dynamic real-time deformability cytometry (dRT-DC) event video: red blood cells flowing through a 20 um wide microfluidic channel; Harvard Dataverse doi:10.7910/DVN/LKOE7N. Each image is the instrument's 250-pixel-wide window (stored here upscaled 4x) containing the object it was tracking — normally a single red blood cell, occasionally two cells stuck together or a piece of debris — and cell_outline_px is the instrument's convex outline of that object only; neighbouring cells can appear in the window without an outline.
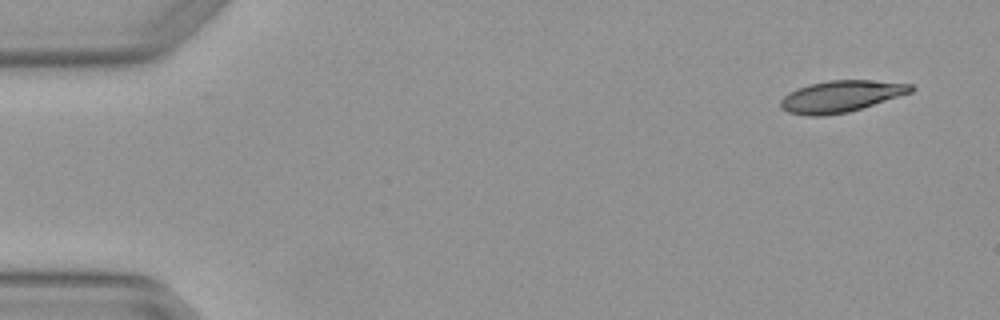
{"species": "Egyptian fruit bat (a non-hibernating species)", "species_latin": "Rousettus aegyptiacus", "temperature_condition": "warm", "stored_images_in_passage": 4, "camera_frame_rate_fps": 3000, "um_per_image_px": 0.085, "animal": {"sex": "female"}, "frame": {"image": 1, "passage_image": 1, "time_ms": 0.0, "image_size_px": [1000, 320], "cell_outline_px": [[916, 88], [912, 92], [848, 112], [824, 116], [808, 116], [788, 112], [780, 108], [780, 100], [788, 92], [796, 88], [808, 84], [828, 80], [876, 80], [912, 84]], "centroid_in_image_um": [71.45, 8.18], "position_along_channel_um": 13.5, "area_um2": 24.16}}
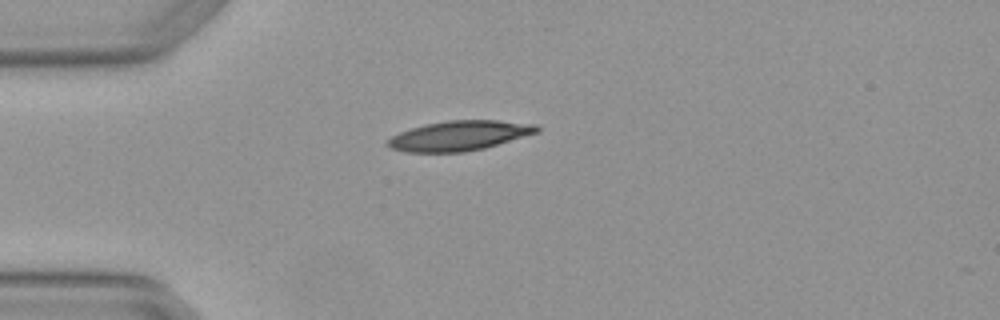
{"frame": {"image": 2, "passage_image": 4, "time_ms": 1.0, "image_size_px": [1000, 320], "cell_outline_px": [[540, 132], [484, 148], [464, 152], [404, 152], [392, 148], [384, 144], [384, 140], [400, 132], [424, 124], [448, 120], [500, 120], [536, 124], [540, 128]], "centroid_in_image_um": [39.03, 11.53], "position_along_channel_um": 46.0, "area_um2": 26.13}}